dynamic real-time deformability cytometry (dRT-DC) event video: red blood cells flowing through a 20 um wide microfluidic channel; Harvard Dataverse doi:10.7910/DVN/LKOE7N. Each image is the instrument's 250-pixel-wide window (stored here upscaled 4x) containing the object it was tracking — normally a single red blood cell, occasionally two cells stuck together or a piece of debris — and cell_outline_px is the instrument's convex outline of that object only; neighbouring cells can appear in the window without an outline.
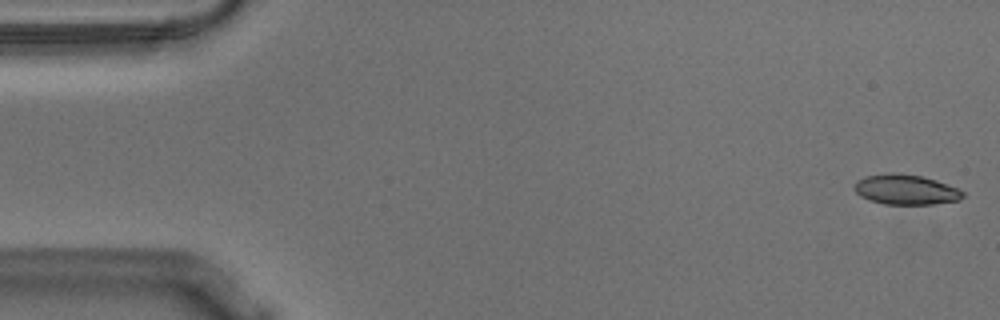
{"species": "Egyptian fruit bat (a non-hibernating species)", "species_latin": "Rousettus aegyptiacus", "temperature_condition": "warm", "stored_images_in_passage": 55, "camera_frame_rate_fps": 3000, "um_per_image_px": 0.085, "animal": {"sex": "male"}, "frame": {"image": 1, "passage_image": 1, "time_ms": 0.0, "image_size_px": [1000, 320], "cell_outline_px": [[964, 196], [960, 200], [932, 204], [884, 204], [868, 200], [860, 196], [852, 188], [856, 180], [864, 176], [892, 172], [924, 176], [936, 180], [956, 188], [964, 192]], "centroid_in_image_um": [76.94, 16.11], "position_along_channel_um": 8.1, "area_um2": 19.19}}
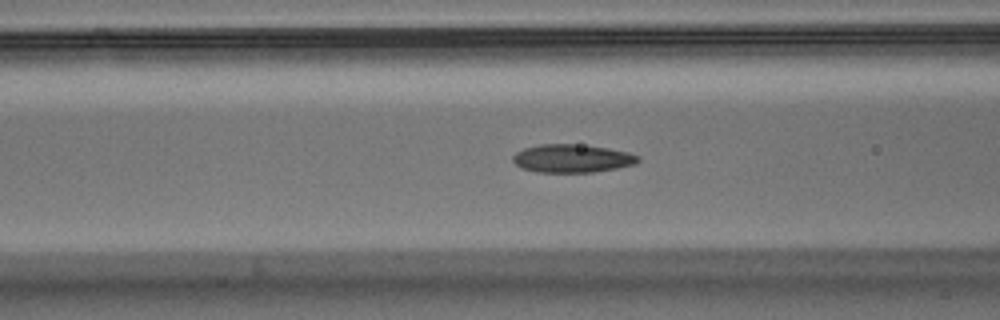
{"frame": {"image": 2, "passage_image": 21, "time_ms": 6.667, "image_size_px": [1000, 320], "cell_outline_px": [[640, 160], [636, 164], [616, 168], [592, 172], [536, 172], [520, 168], [512, 160], [512, 156], [516, 152], [524, 148], [540, 144], [576, 144], [608, 148], [628, 152], [640, 156]], "centroid_in_image_um": [48.62, 13.47], "position_along_channel_um": 118.0, "area_um2": 20.63}}
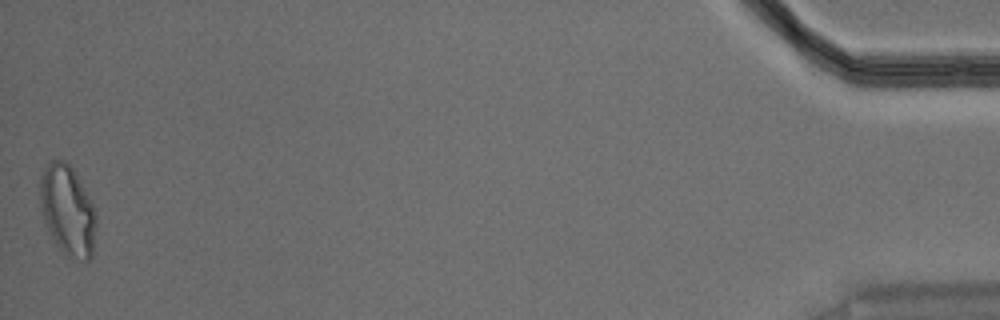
{"frame": {"image": 3, "passage_image": 55, "time_ms": 18.0, "image_size_px": [1000, 320], "cell_outline_px": [[96, 228], [92, 256], [88, 260], [84, 260], [64, 256], [56, 244], [44, 220], [40, 208], [36, 184], [48, 160], [64, 160], [72, 168], [96, 208]], "centroid_in_image_um": [5.71, 17.85], "position_along_channel_um": 429.5, "area_um2": 30.17}, "authors_computed_cell_mechanics": {"area_um2": 20.1722, "velocity_mm_per_s": 3.6057, "shape_relaxation_time_tau1_ms": 7.7563, "shape_relaxation_time_tau2_ms": 1.7757, "deformation_change_tau1": 0.2232, "deformation_change_tau2": 0.0897}}